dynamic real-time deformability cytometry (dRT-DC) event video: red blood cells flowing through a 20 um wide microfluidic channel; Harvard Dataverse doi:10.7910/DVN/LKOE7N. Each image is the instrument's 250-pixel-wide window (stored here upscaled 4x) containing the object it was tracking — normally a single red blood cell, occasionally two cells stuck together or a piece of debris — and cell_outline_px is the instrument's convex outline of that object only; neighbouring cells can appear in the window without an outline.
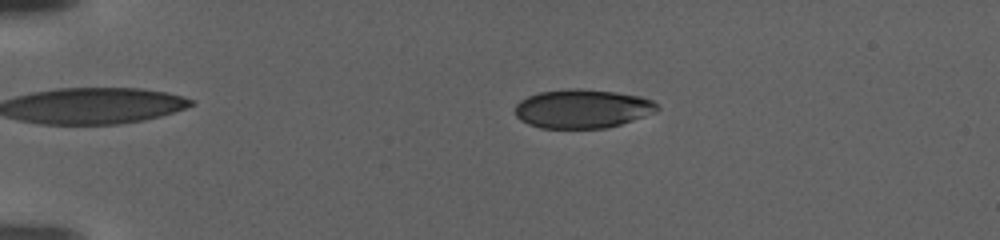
{"species": "human", "species_latin": "Homo sapiens", "temperature_condition": "warm", "stored_images_in_passage": 92, "camera_frame_rate_fps": 3000, "um_per_image_px": 0.085, "donor": {"sex": "female"}, "frame": {"image": 1, "passage_image": 8, "time_ms": 2.333, "image_size_px": [1000, 240], "cell_outline_px": [[660, 108], [656, 112], [620, 124], [604, 128], [540, 128], [528, 124], [520, 120], [516, 116], [516, 104], [520, 100], [528, 96], [540, 92], [612, 92], [640, 96], [652, 100]], "centroid_in_image_um": [49.5, 9.3], "position_along_channel_um": 35.5, "area_um2": 30.87}}
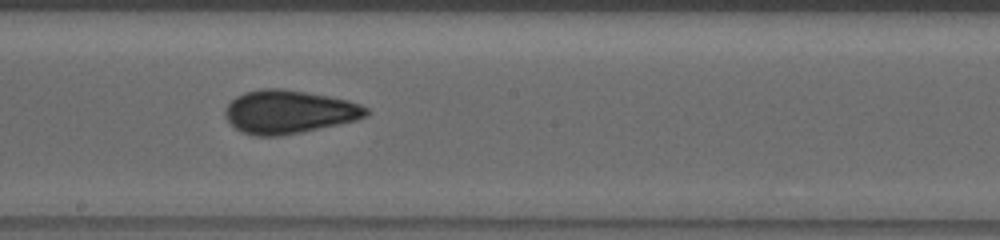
{"frame": {"image": 2, "passage_image": 47, "time_ms": 15.333, "image_size_px": [1000, 240], "cell_outline_px": [[368, 116], [356, 120], [300, 132], [280, 136], [256, 136], [240, 132], [224, 116], [224, 112], [228, 104], [236, 96], [244, 92], [260, 88], [280, 88], [328, 96], [348, 100], [360, 104], [368, 108]], "centroid_in_image_um": [24.53, 9.5], "position_along_channel_um": 223.7, "area_um2": 35.49}}
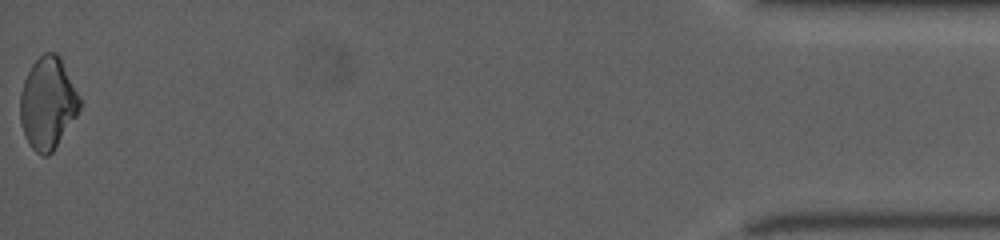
{"frame": {"image": 3, "passage_image": 92, "time_ms": 30.333, "image_size_px": [1000, 240], "cell_outline_px": [[80, 108], [76, 116], [52, 152], [48, 156], [44, 156], [36, 152], [28, 144], [20, 124], [20, 92], [24, 80], [32, 64], [44, 52], [56, 52], [60, 56], [80, 96]], "centroid_in_image_um": [4.05, 8.77], "position_along_channel_um": 431.2, "area_um2": 31.91}}